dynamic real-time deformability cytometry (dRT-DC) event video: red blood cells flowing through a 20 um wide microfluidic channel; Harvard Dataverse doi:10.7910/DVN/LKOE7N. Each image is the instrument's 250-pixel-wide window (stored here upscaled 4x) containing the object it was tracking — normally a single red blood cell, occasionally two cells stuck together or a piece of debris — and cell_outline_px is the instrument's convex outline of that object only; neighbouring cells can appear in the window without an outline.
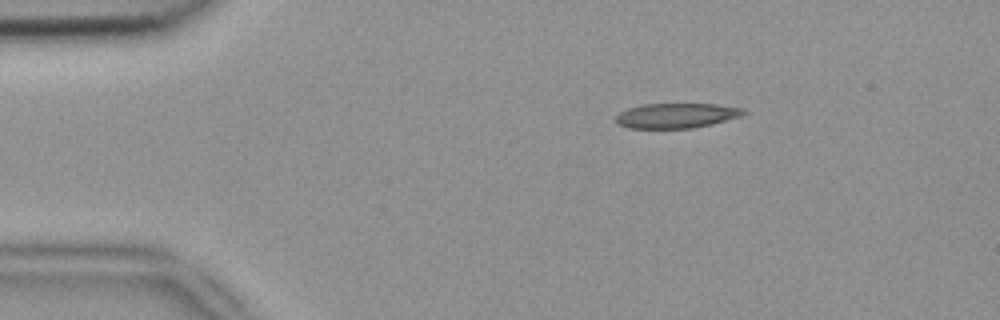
{"species": "common noctule bat (a hibernating species)", "species_latin": "Nyctalus noctula", "temperature_condition": "room temperature", "stored_images_in_passage": 3, "camera_frame_rate_fps": 3000, "um_per_image_px": 0.085, "animal": {"sex": "female", "body_mass_g": 18.4}, "frame": {"image": 1, "passage_image": 1, "time_ms": 0.0, "image_size_px": [1000, 320], "cell_outline_px": [[748, 112], [740, 116], [712, 124], [692, 128], [628, 128], [616, 124], [616, 116], [620, 112], [628, 108], [644, 104], [716, 104], [744, 108]], "centroid_in_image_um": [57.49, 9.82], "position_along_channel_um": 27.5, "area_um2": 18.55}}
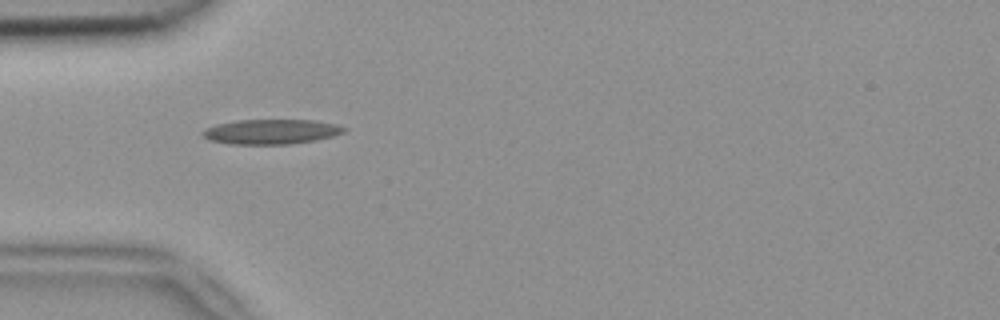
{"frame": {"image": 2, "passage_image": 3, "time_ms": 0.667, "image_size_px": [1000, 320], "cell_outline_px": [[348, 128], [344, 132], [332, 136], [316, 140], [288, 144], [228, 144], [208, 140], [200, 132], [204, 128], [216, 124], [236, 120], [316, 120], [336, 124]], "centroid_in_image_um": [23.02, 11.19], "position_along_channel_um": 62.0, "area_um2": 20.63}}